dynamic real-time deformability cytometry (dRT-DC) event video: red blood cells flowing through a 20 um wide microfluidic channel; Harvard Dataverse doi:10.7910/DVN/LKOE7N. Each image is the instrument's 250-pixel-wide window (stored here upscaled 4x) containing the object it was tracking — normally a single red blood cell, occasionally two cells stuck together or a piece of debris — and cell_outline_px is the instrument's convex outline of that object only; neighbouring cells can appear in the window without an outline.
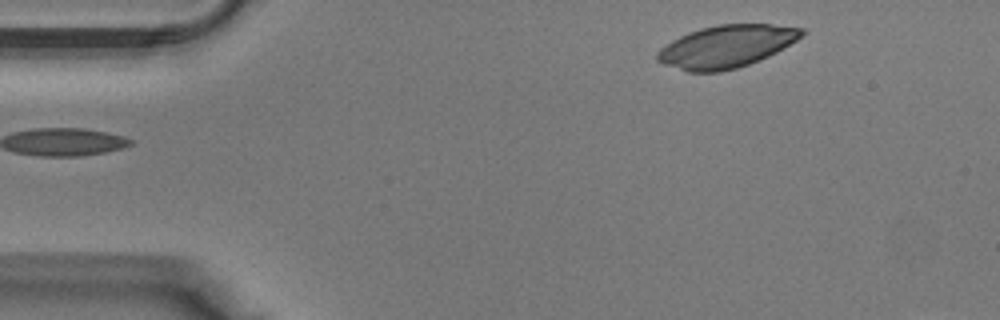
{"species": "Egyptian fruit bat (a non-hibernating species)", "species_latin": "Rousettus aegyptiacus", "temperature_condition": "warm", "stored_images_in_passage": 8, "camera_frame_rate_fps": 3000, "um_per_image_px": 0.085, "animal": {"sex": "male"}, "frame": {"image": 1, "passage_image": 1, "time_ms": 0.0, "image_size_px": [1000, 320], "cell_outline_px": [[808, 32], [796, 40], [776, 52], [768, 56], [748, 64], [736, 68], [720, 72], [688, 72], [664, 64], [656, 60], [656, 52], [660, 48], [672, 40], [688, 32], [700, 28], [716, 24], [772, 24], [804, 28]], "centroid_in_image_um": [61.73, 3.94], "position_along_channel_um": 23.3, "area_um2": 35.78}}